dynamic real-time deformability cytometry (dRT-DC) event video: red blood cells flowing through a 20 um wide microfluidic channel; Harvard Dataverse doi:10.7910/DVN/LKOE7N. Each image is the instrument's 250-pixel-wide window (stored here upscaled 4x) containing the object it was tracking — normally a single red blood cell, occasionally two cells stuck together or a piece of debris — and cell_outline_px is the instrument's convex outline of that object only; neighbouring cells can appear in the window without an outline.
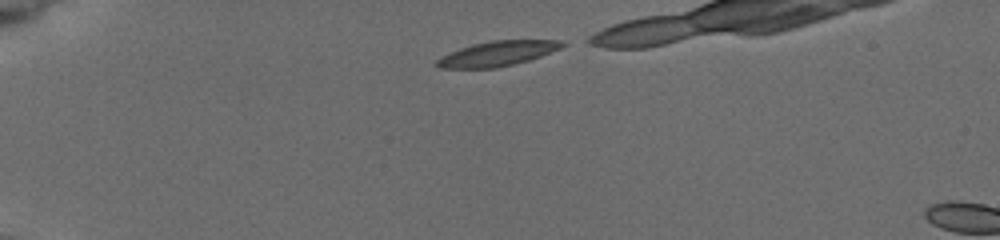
{"species": "common noctule bat (a hibernating species)", "species_latin": "Nyctalus noctula", "temperature_condition": "cold", "stored_images_in_passage": 3, "camera_frame_rate_fps": 3000, "um_per_image_px": 0.085, "animal": {"sex": "female", "body_mass_g": 19.5, "forearm_length_mm": 54.1}, "frame": {"image": 1, "passage_image": 1, "time_ms": 0.0, "image_size_px": [1000, 240], "cell_outline_px": [[568, 44], [560, 48], [540, 56], [528, 60], [496, 68], [436, 68], [436, 60], [440, 56], [460, 48], [472, 44], [492, 40], [560, 40]], "centroid_in_image_um": [42.25, 4.55], "position_along_channel_um": 42.8, "area_um2": 18.15}}